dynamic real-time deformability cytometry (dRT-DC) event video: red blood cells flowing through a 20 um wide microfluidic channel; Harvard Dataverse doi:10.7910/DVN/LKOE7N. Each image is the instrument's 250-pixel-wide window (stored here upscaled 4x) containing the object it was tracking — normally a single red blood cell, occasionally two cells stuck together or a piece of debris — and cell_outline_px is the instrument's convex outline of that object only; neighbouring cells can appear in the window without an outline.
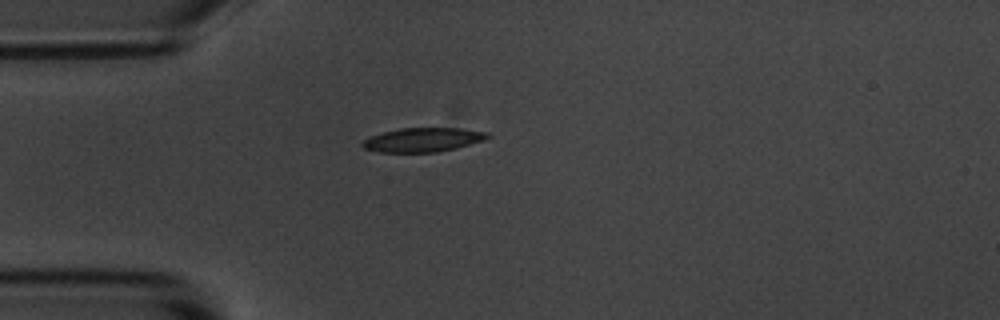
{"species": "common noctule bat (a hibernating species)", "species_latin": "Nyctalus noctula", "temperature_condition": "room temperature", "stored_images_in_passage": 41, "camera_frame_rate_fps": 3000, "um_per_image_px": 0.085, "animal": {"sex": "male", "body_mass_g": 20.1, "forearm_length_mm": 53.5}, "frame": {"image": 1, "passage_image": 1, "time_ms": 0.0, "image_size_px": [1000, 320], "cell_outline_px": [[484, 136], [448, 148], [424, 152], [396, 152], [368, 148], [364, 144], [368, 140], [392, 132], [412, 128], [444, 128], [472, 132]], "centroid_in_image_um": [35.77, 11.89], "position_along_channel_um": 49.2, "area_um2": 14.28}}
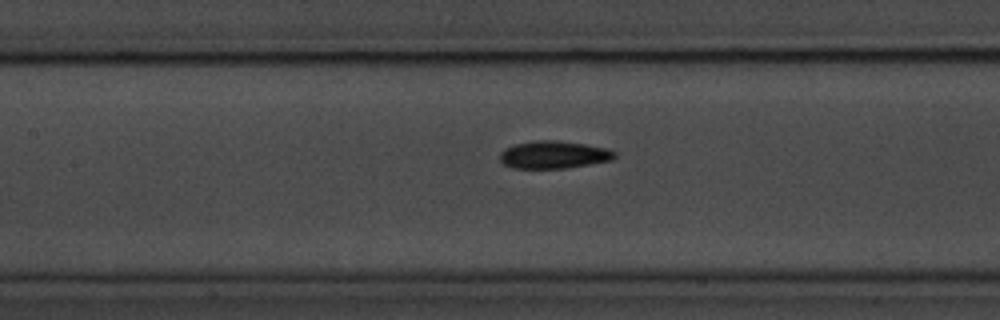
{"frame": {"image": 2, "passage_image": 11, "time_ms": 3.333, "image_size_px": [1000, 320], "cell_outline_px": [[612, 156], [600, 160], [576, 164], [544, 168], [532, 168], [512, 164], [504, 160], [504, 152], [512, 148], [528, 144], [568, 144], [592, 148], [608, 152]], "centroid_in_image_um": [46.96, 13.2], "position_along_channel_um": 160.4, "area_um2": 13.81}}
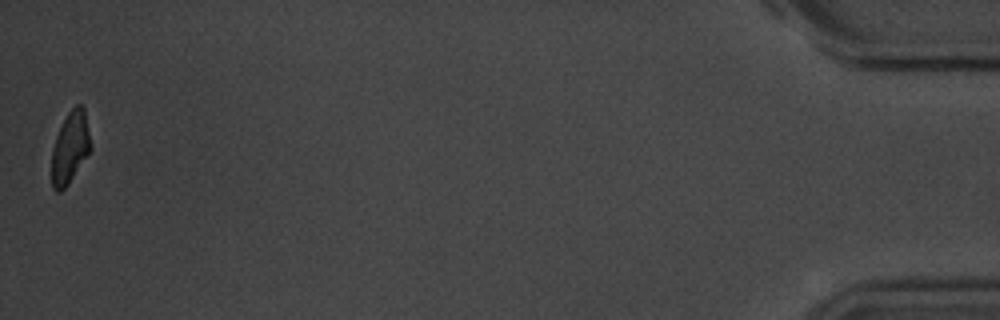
{"frame": {"image": 3, "passage_image": 41, "time_ms": 13.333, "image_size_px": [1000, 320], "cell_outline_px": [[88, 152], [68, 180], [60, 188], [56, 188], [52, 180], [52, 160], [64, 124], [68, 116], [80, 108], [84, 116], [88, 140]], "centroid_in_image_um": [5.94, 12.63], "position_along_channel_um": 429.3, "area_um2": 12.95}, "authors_computed_cell_mechanics": {"area_um2": 13.583, "velocity_mm_per_s": 3.6415, "shape_relaxation_time_tau1_ms": 4.965, "shape_relaxation_time_tau2_ms": 3.5382, "deformation_change_tau1": 0.1454, "deformation_change_tau2": 0.0909}}